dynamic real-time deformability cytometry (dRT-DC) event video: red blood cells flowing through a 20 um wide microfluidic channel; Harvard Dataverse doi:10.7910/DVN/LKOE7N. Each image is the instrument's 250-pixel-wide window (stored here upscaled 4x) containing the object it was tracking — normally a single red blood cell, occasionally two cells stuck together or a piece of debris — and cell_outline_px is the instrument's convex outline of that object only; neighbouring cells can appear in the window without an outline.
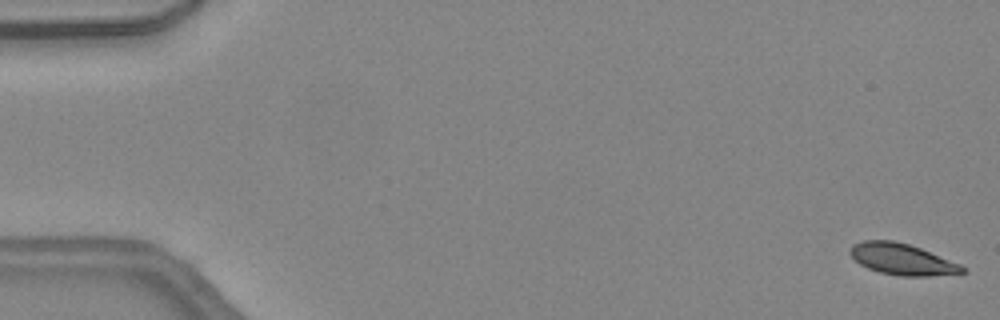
{"species": "common noctule bat (a hibernating species)", "species_latin": "Nyctalus noctula", "temperature_condition": "warm", "stored_images_in_passage": 46, "camera_frame_rate_fps": 3000, "um_per_image_px": 0.085, "animal": {"sex": "female", "body_mass_g": 24.6, "forearm_length_mm": 56.2}, "frame": {"image": 1, "passage_image": 1, "time_ms": 0.0, "image_size_px": [1000, 320], "cell_outline_px": [[968, 272], [928, 276], [900, 276], [880, 272], [868, 268], [860, 264], [848, 252], [852, 244], [864, 240], [892, 240], [908, 244], [920, 248], [960, 264], [968, 268]], "centroid_in_image_um": [76.68, 22.03], "position_along_channel_um": 8.3, "area_um2": 20.4}}
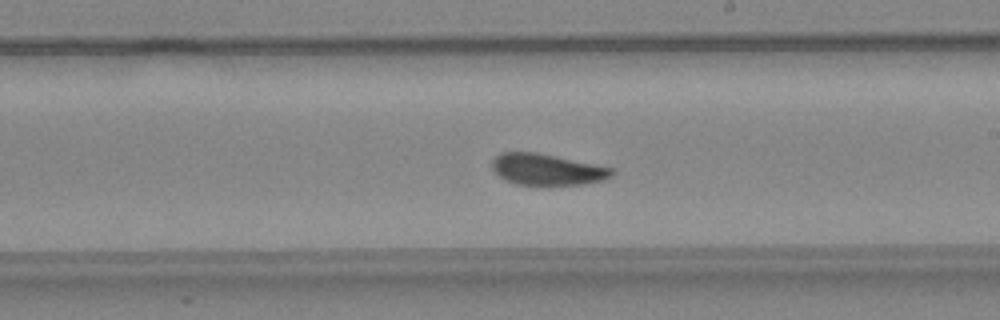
{"frame": {"image": 2, "passage_image": 27, "time_ms": 8.667, "image_size_px": [1000, 320], "cell_outline_px": [[616, 172], [612, 176], [600, 180], [584, 184], [516, 184], [500, 176], [492, 168], [492, 160], [500, 152], [536, 152], [612, 168]], "centroid_in_image_um": [46.48, 14.39], "position_along_channel_um": 242.5, "area_um2": 21.33}}
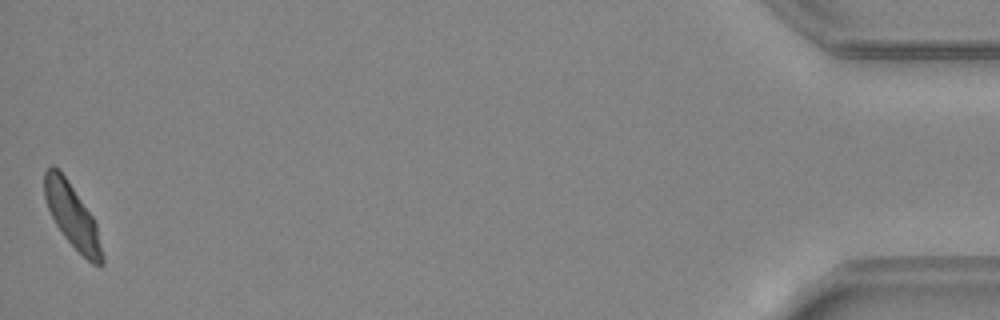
{"frame": {"image": 3, "passage_image": 46, "time_ms": 15.0, "image_size_px": [1000, 320], "cell_outline_px": [[104, 264], [92, 264], [64, 236], [56, 224], [48, 208], [44, 196], [44, 172], [52, 164], [64, 176], [92, 216], [96, 224], [104, 256]], "centroid_in_image_um": [6.14, 18.36], "position_along_channel_um": 429.1, "area_um2": 20.75}, "authors_computed_cell_mechanics": {"area_um2": 21.9062, "velocity_mm_per_s": 4.487, "shape_relaxation_time_tau1_ms": 3.2197, "shape_relaxation_time_tau2_ms": 4.1399, "deformation_change_tau1": 0.1127, "deformation_change_tau2": 0.1026}}